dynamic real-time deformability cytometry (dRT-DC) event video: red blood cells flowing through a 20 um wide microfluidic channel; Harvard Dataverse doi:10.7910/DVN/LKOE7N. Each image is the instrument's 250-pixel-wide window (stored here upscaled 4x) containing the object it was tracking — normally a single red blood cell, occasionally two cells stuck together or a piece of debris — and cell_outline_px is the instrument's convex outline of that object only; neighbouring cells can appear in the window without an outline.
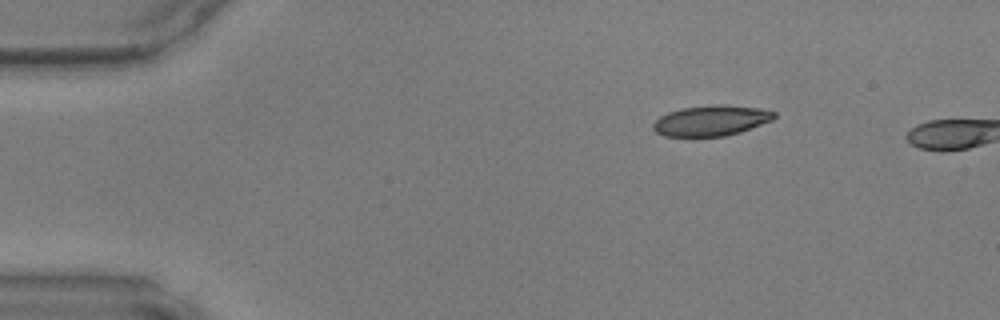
{"species": "common noctule bat (a hibernating species)", "species_latin": "Nyctalus noctula", "temperature_condition": "warm", "stored_images_in_passage": 3, "camera_frame_rate_fps": 3000, "um_per_image_px": 0.085, "animal": {"sex": "male", "body_mass_g": 17.9, "forearm_length_mm": 54.2}, "frame": {"image": 1, "passage_image": 1, "time_ms": 0.0, "image_size_px": [1000, 320], "cell_outline_px": [[776, 116], [772, 120], [740, 132], [724, 136], [664, 136], [656, 132], [652, 128], [652, 124], [660, 116], [668, 112], [684, 108], [716, 104], [728, 104], [760, 108], [776, 112]], "centroid_in_image_um": [60.46, 10.24], "position_along_channel_um": 24.5, "area_um2": 21.5}}